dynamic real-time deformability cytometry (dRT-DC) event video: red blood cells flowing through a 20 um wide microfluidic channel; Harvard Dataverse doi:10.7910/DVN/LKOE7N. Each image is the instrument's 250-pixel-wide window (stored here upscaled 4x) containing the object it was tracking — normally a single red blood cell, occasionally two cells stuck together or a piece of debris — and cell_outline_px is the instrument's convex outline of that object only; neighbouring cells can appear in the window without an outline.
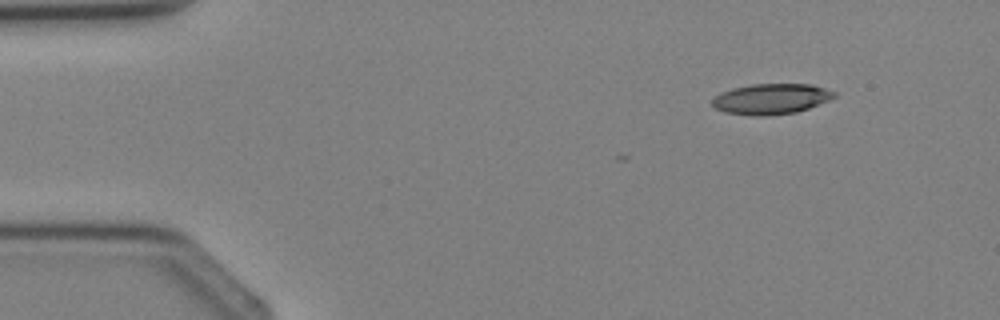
{"species": "Egyptian fruit bat (a non-hibernating species)", "species_latin": "Rousettus aegyptiacus", "temperature_condition": "cold", "stored_images_in_passage": 2, "camera_frame_rate_fps": 3000, "um_per_image_px": 0.085, "animal": {"sex": "female"}, "frame": {"image": 1, "passage_image": 1, "time_ms": 0.0, "image_size_px": [1000, 320], "cell_outline_px": [[836, 96], [828, 100], [808, 108], [796, 112], [764, 116], [756, 116], [724, 112], [716, 108], [712, 104], [712, 100], [720, 92], [732, 88], [752, 84], [812, 84], [836, 92]], "centroid_in_image_um": [65.53, 8.4], "position_along_channel_um": 19.5, "area_um2": 21.62}}